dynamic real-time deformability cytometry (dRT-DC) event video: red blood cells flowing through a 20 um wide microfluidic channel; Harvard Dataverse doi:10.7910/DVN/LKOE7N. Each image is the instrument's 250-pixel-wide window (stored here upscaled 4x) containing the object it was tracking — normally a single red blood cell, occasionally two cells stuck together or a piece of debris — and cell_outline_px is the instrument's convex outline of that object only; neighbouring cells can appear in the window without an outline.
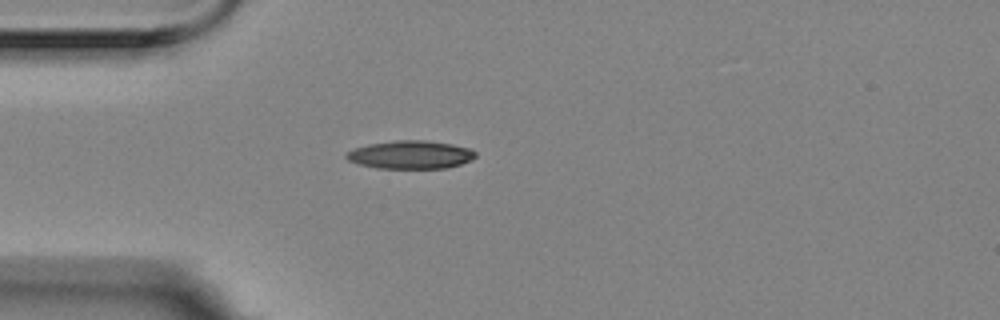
{"species": "Egyptian fruit bat (a non-hibernating species)", "species_latin": "Rousettus aegyptiacus", "temperature_condition": "room temperature", "stored_images_in_passage": 2, "camera_frame_rate_fps": 3000, "um_per_image_px": 0.085, "animal": {"sex": "female"}, "frame": {"image": 1, "passage_image": 1, "time_ms": 0.0, "image_size_px": [1000, 320], "cell_outline_px": [[476, 156], [472, 160], [448, 168], [376, 168], [356, 164], [348, 160], [344, 156], [348, 152], [356, 148], [368, 144], [396, 140], [424, 140], [452, 144], [468, 148], [476, 152]], "centroid_in_image_um": [34.89, 13.15], "position_along_channel_um": 50.1, "area_um2": 21.21}}